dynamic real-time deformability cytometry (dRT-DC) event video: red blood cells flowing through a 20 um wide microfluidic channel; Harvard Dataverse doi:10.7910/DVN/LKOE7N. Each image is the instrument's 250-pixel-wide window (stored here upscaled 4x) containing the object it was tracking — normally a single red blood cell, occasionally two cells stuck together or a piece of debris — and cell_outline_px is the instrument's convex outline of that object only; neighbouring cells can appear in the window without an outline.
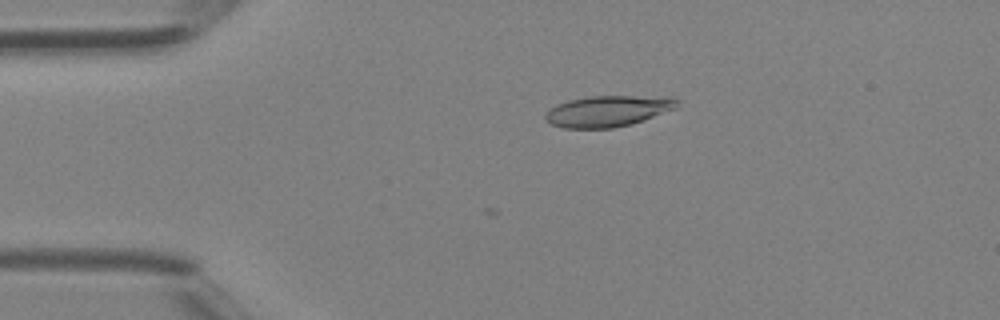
{"species": "Egyptian fruit bat (a non-hibernating species)", "species_latin": "Rousettus aegyptiacus", "temperature_condition": "room temperature", "stored_images_in_passage": 6, "camera_frame_rate_fps": 3000, "um_per_image_px": 0.085, "animal": {"sex": "female"}, "frame": {"image": 1, "passage_image": 6, "time_ms": 1.667, "image_size_px": [1000, 320], "cell_outline_px": [[680, 104], [676, 108], [644, 120], [632, 124], [612, 128], [564, 128], [552, 124], [544, 120], [544, 116], [552, 108], [568, 100], [592, 96], [632, 96], [676, 100]], "centroid_in_image_um": [51.61, 9.47], "position_along_channel_um": 33.4, "area_um2": 23.24}}